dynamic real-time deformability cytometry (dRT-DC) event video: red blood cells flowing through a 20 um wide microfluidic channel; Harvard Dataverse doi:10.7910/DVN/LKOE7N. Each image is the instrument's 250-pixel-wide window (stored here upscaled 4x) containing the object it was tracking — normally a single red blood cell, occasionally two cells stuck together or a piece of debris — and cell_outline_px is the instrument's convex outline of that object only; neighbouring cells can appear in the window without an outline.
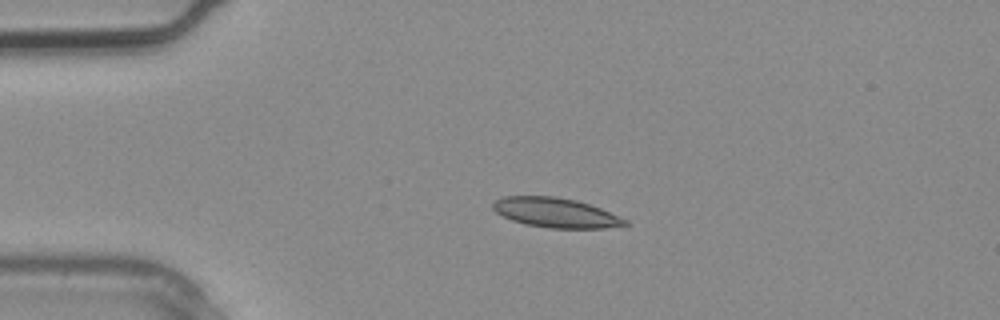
{"species": "common noctule bat (a hibernating species)", "species_latin": "Nyctalus noctula", "temperature_condition": "warm", "stored_images_in_passage": 2, "camera_frame_rate_fps": 3000, "um_per_image_px": 0.085, "animal": {"sex": "male", "body_mass_g": 20.4}, "frame": {"image": 1, "passage_image": 2, "time_ms": 0.333, "image_size_px": [1000, 320], "cell_outline_px": [[628, 224], [604, 228], [548, 228], [524, 224], [512, 220], [496, 212], [492, 208], [492, 204], [500, 196], [552, 196], [576, 200], [600, 208], [628, 220]], "centroid_in_image_um": [47.2, 18.07], "position_along_channel_um": 37.8, "area_um2": 22.72}}